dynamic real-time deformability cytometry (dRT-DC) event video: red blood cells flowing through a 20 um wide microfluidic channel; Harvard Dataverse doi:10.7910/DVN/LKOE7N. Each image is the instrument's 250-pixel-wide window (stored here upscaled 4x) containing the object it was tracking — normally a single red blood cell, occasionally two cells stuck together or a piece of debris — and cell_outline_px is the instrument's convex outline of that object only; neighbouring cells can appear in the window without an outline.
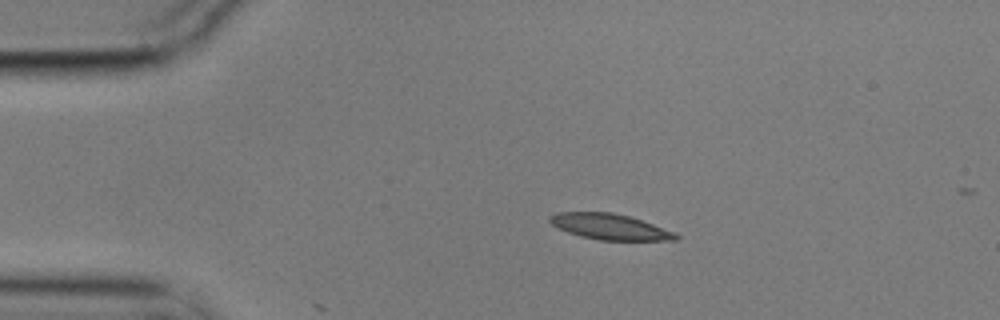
{"species": "common noctule bat (a hibernating species)", "species_latin": "Nyctalus noctula", "temperature_condition": "cold", "stored_images_in_passage": 2, "camera_frame_rate_fps": 3000, "um_per_image_px": 0.085, "animal": {"sex": "male", "body_mass_g": 17.9}, "frame": {"image": 1, "passage_image": 2, "time_ms": 0.333, "image_size_px": [1000, 320], "cell_outline_px": [[680, 236], [676, 240], [600, 240], [580, 236], [568, 232], [552, 224], [548, 220], [548, 216], [556, 212], [612, 212], [628, 216], [676, 232]], "centroid_in_image_um": [51.82, 19.27], "position_along_channel_um": 33.2, "area_um2": 18.79}}